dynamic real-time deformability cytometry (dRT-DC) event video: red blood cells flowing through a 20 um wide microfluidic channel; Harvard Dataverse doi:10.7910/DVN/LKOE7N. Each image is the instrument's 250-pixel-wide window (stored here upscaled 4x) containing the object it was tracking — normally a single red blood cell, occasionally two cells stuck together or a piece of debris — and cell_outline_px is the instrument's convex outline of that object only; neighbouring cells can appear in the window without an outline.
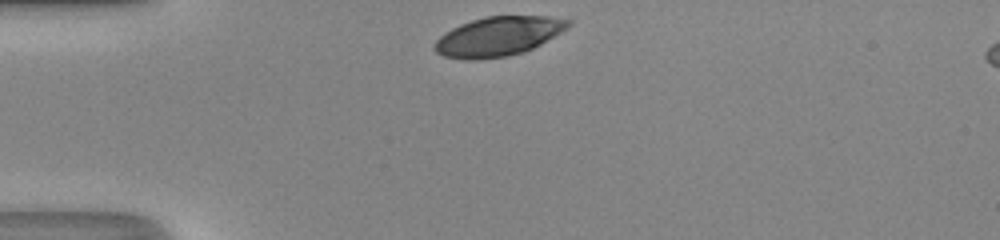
{"species": "human", "species_latin": "Homo sapiens", "temperature_condition": "room temperature", "stored_images_in_passage": 27, "camera_frame_rate_fps": 3000, "um_per_image_px": 0.085, "donor": {"sex": "male"}, "frame": {"image": 1, "passage_image": 1, "time_ms": 0.0, "image_size_px": [1000, 240], "cell_outline_px": [[572, 24], [560, 32], [540, 44], [524, 52], [508, 56], [476, 60], [468, 60], [444, 56], [436, 52], [432, 48], [436, 40], [444, 32], [460, 24], [472, 20], [488, 16], [548, 16], [572, 20]], "centroid_in_image_um": [42.32, 3.09], "position_along_channel_um": 42.7, "area_um2": 30.58}}
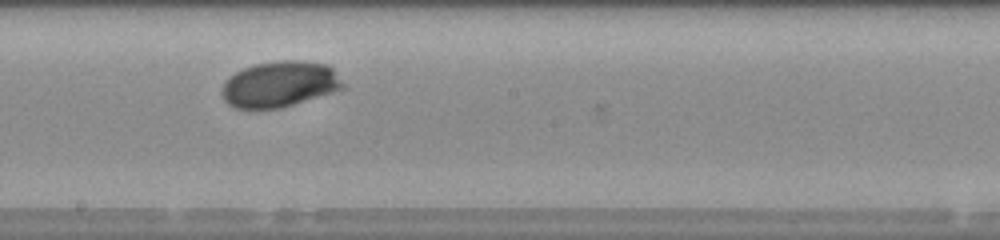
{"frame": {"image": 2, "passage_image": 16, "time_ms": 5.0, "image_size_px": [1000, 240], "cell_outline_px": [[344, 88], [332, 92], [280, 108], [236, 108], [228, 104], [224, 100], [220, 92], [224, 84], [236, 72], [244, 68], [256, 64], [280, 60], [304, 60], [328, 64], [332, 68], [344, 84]], "centroid_in_image_um": [23.78, 7.14], "position_along_channel_um": 224.4, "area_um2": 32.08}}
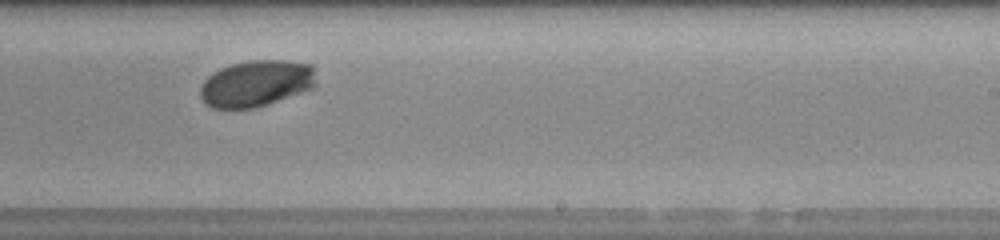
{"frame": {"image": 3, "passage_image": 19, "time_ms": 6.0, "image_size_px": [1000, 240], "cell_outline_px": [[316, 84], [312, 88], [252, 108], [212, 108], [200, 96], [200, 88], [204, 80], [212, 72], [220, 68], [232, 64], [248, 60], [284, 60], [312, 64]], "centroid_in_image_um": [21.75, 7.06], "position_along_channel_um": 267.2, "area_um2": 30.98}, "authors_computed_cell_mechanics": {"area_um2": 31.79, "velocity_mm_per_s": 4.2878, "shape_relaxation_time_tau1_ms": 1.7927, "shape_relaxation_time_tau2_ms": null, "deformation_change_tau1": 0.1058, "deformation_change_tau2": null}}